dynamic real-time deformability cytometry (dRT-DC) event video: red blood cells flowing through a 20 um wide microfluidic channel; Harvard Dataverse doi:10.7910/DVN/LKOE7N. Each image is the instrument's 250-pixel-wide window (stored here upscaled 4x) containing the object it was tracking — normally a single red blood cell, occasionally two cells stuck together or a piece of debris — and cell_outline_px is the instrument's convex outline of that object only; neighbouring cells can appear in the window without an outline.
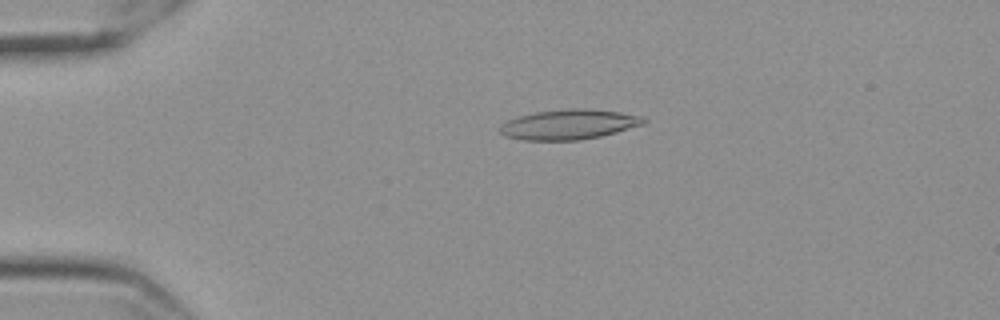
{"species": "Egyptian fruit bat (a non-hibernating species)", "species_latin": "Rousettus aegyptiacus", "temperature_condition": "cold", "stored_images_in_passage": 58, "camera_frame_rate_fps": 3000, "um_per_image_px": 0.085, "frame": {"image": 1, "passage_image": 13, "time_ms": 4.0, "image_size_px": [1000, 320], "cell_outline_px": [[648, 120], [644, 124], [616, 132], [600, 136], [580, 140], [524, 140], [504, 136], [500, 132], [500, 124], [508, 120], [520, 116], [536, 112], [572, 108], [580, 108], [620, 112], [640, 116]], "centroid_in_image_um": [48.35, 10.58], "position_along_channel_um": 36.7, "area_um2": 24.91}}
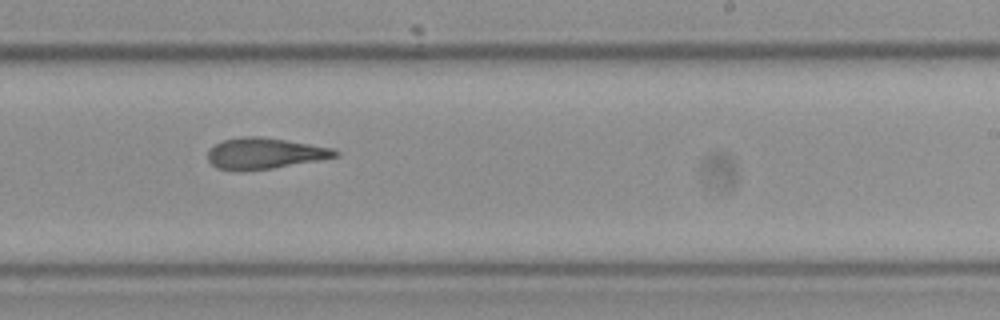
{"frame": {"image": 2, "passage_image": 36, "time_ms": 11.667, "image_size_px": [1000, 320], "cell_outline_px": [[340, 156], [320, 160], [272, 168], [244, 172], [236, 172], [216, 168], [208, 160], [208, 148], [224, 140], [240, 136], [260, 136], [332, 148], [340, 152]], "centroid_in_image_um": [22.45, 13.06], "position_along_channel_um": 266.5, "area_um2": 23.29}}
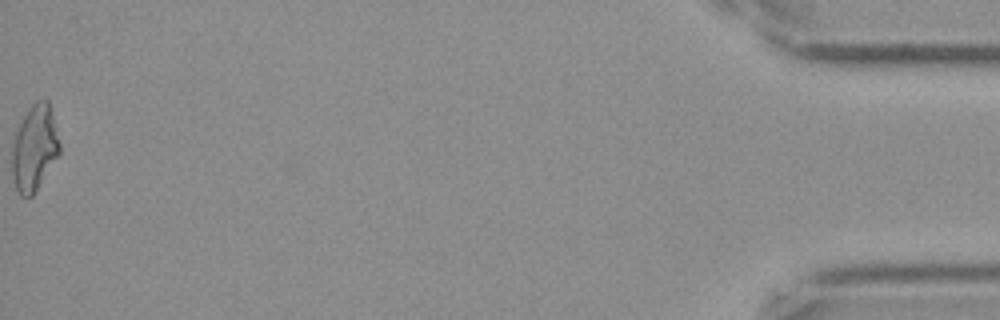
{"frame": {"image": 3, "passage_image": 58, "time_ms": 19.0, "image_size_px": [1000, 320], "cell_outline_px": [[60, 152], [32, 196], [20, 196], [16, 188], [12, 172], [12, 144], [16, 132], [28, 108], [36, 100], [48, 100], [60, 144]], "centroid_in_image_um": [2.92, 12.57], "position_along_channel_um": 432.3, "area_um2": 23.29}, "authors_computed_cell_mechanics": {"area_um2": 23.4957, "velocity_mm_per_s": 3.5465, "shape_relaxation_time_tau1_ms": null, "shape_relaxation_time_tau2_ms": 3.8905, "deformation_change_tau1": null, "deformation_change_tau2": 0.1303}}